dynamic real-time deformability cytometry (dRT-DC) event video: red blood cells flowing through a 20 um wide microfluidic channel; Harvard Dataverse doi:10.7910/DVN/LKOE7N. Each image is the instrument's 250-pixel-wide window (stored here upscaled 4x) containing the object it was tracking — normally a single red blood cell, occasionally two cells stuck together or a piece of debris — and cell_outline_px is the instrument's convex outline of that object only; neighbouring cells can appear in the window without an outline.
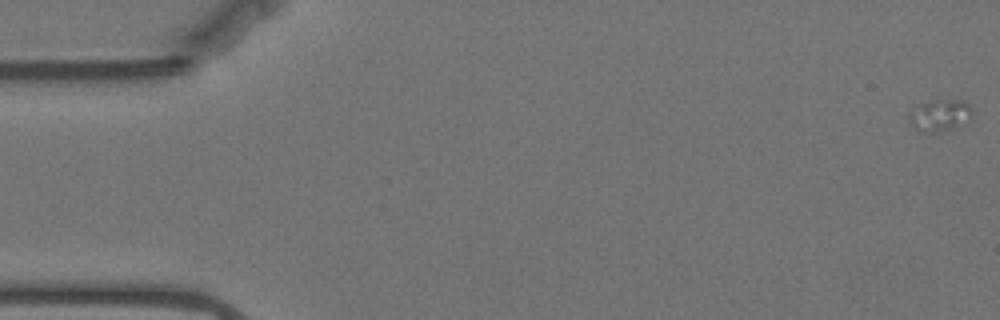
{"species": "Egyptian fruit bat (a non-hibernating species)", "species_latin": "Rousettus aegyptiacus", "temperature_condition": "warm", "stored_images_in_passage": 18, "camera_frame_rate_fps": 3000, "um_per_image_px": 0.085, "animal": {"sex": "female"}, "frame": {"image": 1, "passage_image": 1, "time_ms": 0.0, "image_size_px": [1000, 320], "cell_outline_px": [[972, 112], [956, 124], [948, 128], [932, 132], [916, 128], [912, 124], [908, 116], [920, 104], [928, 100], [964, 100], [972, 108]], "centroid_in_image_um": [79.84, 9.72], "position_along_channel_um": 5.2, "area_um2": 10.64}}